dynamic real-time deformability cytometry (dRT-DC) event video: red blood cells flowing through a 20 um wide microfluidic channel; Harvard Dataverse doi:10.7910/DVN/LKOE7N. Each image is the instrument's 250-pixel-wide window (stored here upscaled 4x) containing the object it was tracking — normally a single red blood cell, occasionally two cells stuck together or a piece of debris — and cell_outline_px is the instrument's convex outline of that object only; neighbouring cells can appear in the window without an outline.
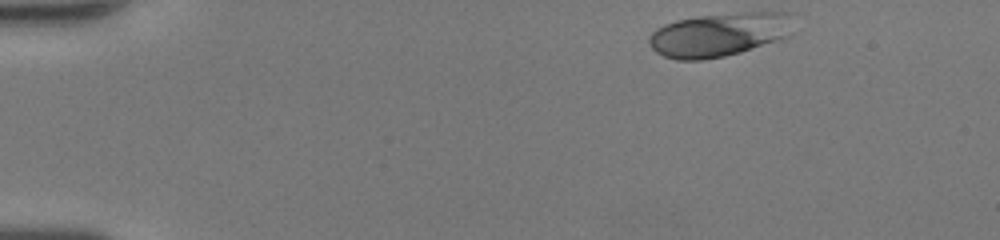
{"species": "human", "species_latin": "Homo sapiens", "temperature_condition": "room temperature", "stored_images_in_passage": 43, "camera_frame_rate_fps": 3000, "um_per_image_px": 0.085, "donor": {"sex": "female"}, "frame": {"image": 1, "passage_image": 1, "time_ms": 0.0, "image_size_px": [1000, 240], "cell_outline_px": [[788, 36], [740, 52], [724, 56], [700, 60], [676, 60], [664, 56], [656, 52], [648, 44], [648, 36], [656, 28], [664, 24], [676, 20], [696, 16], [740, 12], [788, 12]], "centroid_in_image_um": [61.0, 2.94], "position_along_channel_um": 24.0, "area_um2": 36.41}}
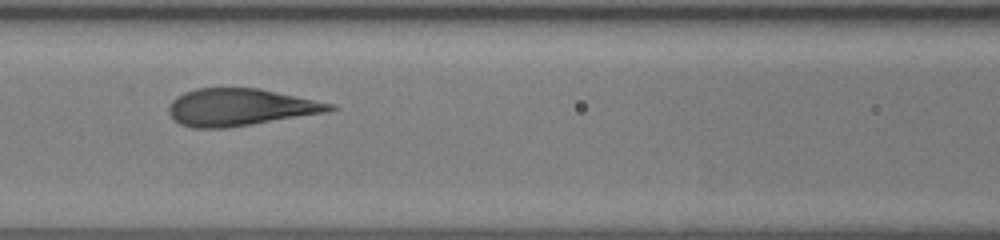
{"frame": {"image": 2, "passage_image": 17, "time_ms": 5.333, "image_size_px": [1000, 240], "cell_outline_px": [[336, 108], [328, 112], [228, 128], [192, 128], [180, 124], [172, 120], [168, 112], [168, 108], [172, 100], [176, 96], [184, 92], [196, 88], [260, 88], [332, 104]], "centroid_in_image_um": [20.34, 9.12], "position_along_channel_um": 146.3, "area_um2": 34.91}}
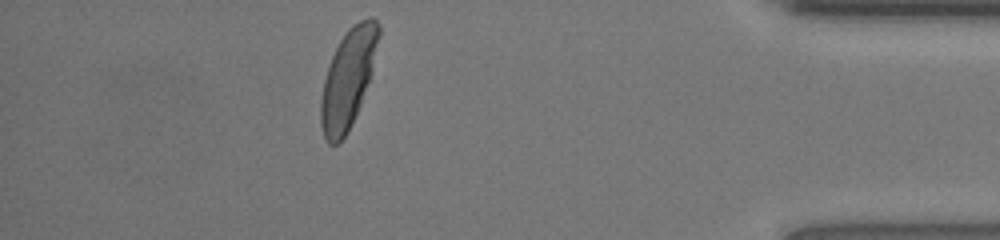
{"frame": {"image": 3, "passage_image": 38, "time_ms": 12.333, "image_size_px": [1000, 240], "cell_outline_px": [[380, 36], [372, 72], [360, 104], [344, 136], [336, 144], [328, 144], [324, 140], [320, 124], [320, 100], [324, 80], [332, 56], [344, 32], [352, 24], [368, 16], [372, 16], [380, 24]], "centroid_in_image_um": [29.59, 6.62], "position_along_channel_um": 405.6, "area_um2": 33.06}, "authors_computed_cell_mechanics": {"area_um2": 34.9112, "velocity_mm_per_s": 4.2713, "shape_relaxation_time_tau1_ms": 2.6437, "shape_relaxation_time_tau2_ms": null, "deformation_change_tau1": 0.1497, "deformation_change_tau2": null}}